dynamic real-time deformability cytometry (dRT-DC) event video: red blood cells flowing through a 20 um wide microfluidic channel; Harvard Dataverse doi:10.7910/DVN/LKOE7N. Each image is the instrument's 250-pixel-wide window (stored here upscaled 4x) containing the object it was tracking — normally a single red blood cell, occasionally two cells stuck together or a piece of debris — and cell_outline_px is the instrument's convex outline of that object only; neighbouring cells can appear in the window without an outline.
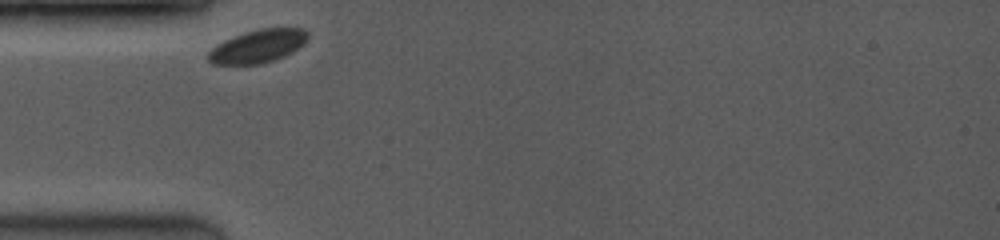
{"species": "common noctule bat (a hibernating species)", "species_latin": "Nyctalus noctula", "temperature_condition": "room temperature", "stored_images_in_passage": 31, "camera_frame_rate_fps": 3500, "um_per_image_px": 0.085, "animal": {"sex": "female", "body_mass_g": 19.0, "forearm_length_mm": 53.3}, "frame": {"image": 1, "passage_image": 1, "time_ms": 0.0, "image_size_px": [1000, 240], "cell_outline_px": [[308, 40], [304, 44], [292, 52], [276, 60], [260, 64], [212, 64], [208, 60], [208, 52], [216, 44], [224, 40], [244, 32], [260, 28], [304, 28], [308, 32]], "centroid_in_image_um": [21.93, 3.92], "position_along_channel_um": 63.1, "area_um2": 19.36}}
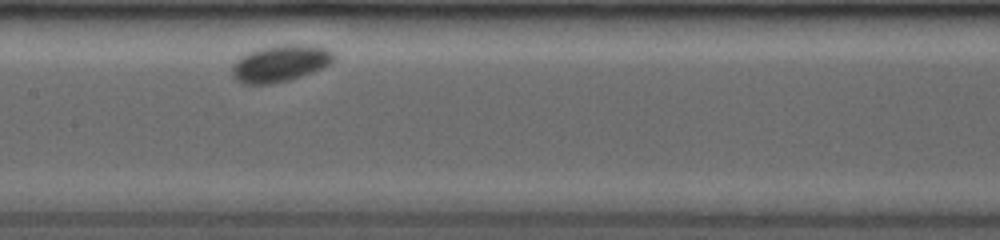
{"frame": {"image": 2, "passage_image": 13, "time_ms": 3.429, "image_size_px": [1000, 240], "cell_outline_px": [[336, 56], [332, 64], [312, 72], [288, 80], [272, 84], [244, 84], [236, 80], [232, 76], [232, 64], [240, 56], [248, 52], [260, 48], [280, 44], [312, 44], [328, 48]], "centroid_in_image_um": [23.84, 5.37], "position_along_channel_um": 183.6, "area_um2": 22.14}}
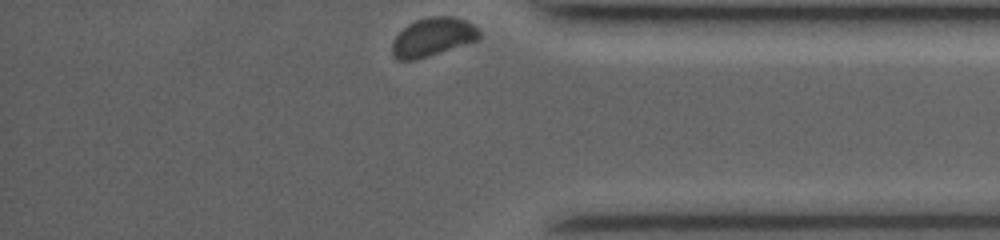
{"frame": {"image": 3, "passage_image": 31, "time_ms": 9.429, "image_size_px": [1000, 240], "cell_outline_px": [[480, 36], [476, 40], [416, 60], [396, 60], [392, 56], [392, 40], [408, 24], [416, 20], [428, 16], [452, 16], [464, 20], [472, 24], [480, 32]], "centroid_in_image_um": [36.73, 3.15], "position_along_channel_um": 398.5, "area_um2": 19.36}, "authors_computed_cell_mechanics": {"area_um2": 20.4034, "velocity_mm_per_s": 3.5798, "shape_relaxation_time_tau1_ms": 4.1302, "shape_relaxation_time_tau2_ms": null, "deformation_change_tau1": 0.0668, "deformation_change_tau2": null}}